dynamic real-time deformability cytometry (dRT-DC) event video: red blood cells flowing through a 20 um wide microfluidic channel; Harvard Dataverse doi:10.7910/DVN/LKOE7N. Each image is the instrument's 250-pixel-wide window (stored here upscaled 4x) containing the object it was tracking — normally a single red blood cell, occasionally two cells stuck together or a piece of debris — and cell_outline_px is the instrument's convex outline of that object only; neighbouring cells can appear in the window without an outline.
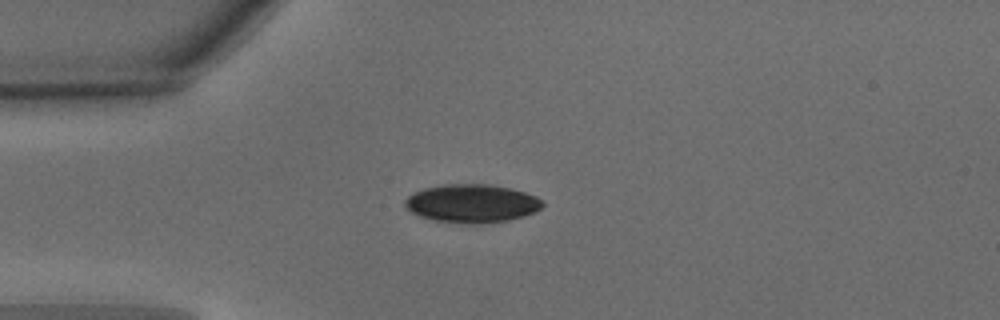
{"species": "common noctule bat (a hibernating species)", "species_latin": "Nyctalus noctula", "temperature_condition": "warm", "stored_images_in_passage": 39, "camera_frame_rate_fps": 3000, "um_per_image_px": 0.085, "animal": {"sex": "male", "body_mass_g": 15.6}, "frame": {"image": 1, "passage_image": 1, "time_ms": 0.0, "image_size_px": [1000, 320], "cell_outline_px": [[544, 204], [536, 212], [524, 216], [508, 220], [480, 224], [468, 224], [436, 220], [420, 216], [412, 212], [404, 204], [404, 200], [412, 192], [424, 188], [444, 184], [488, 184], [508, 188], [524, 192], [536, 196], [544, 200]], "centroid_in_image_um": [40.12, 17.29], "position_along_channel_um": 44.9, "area_um2": 30.75}}
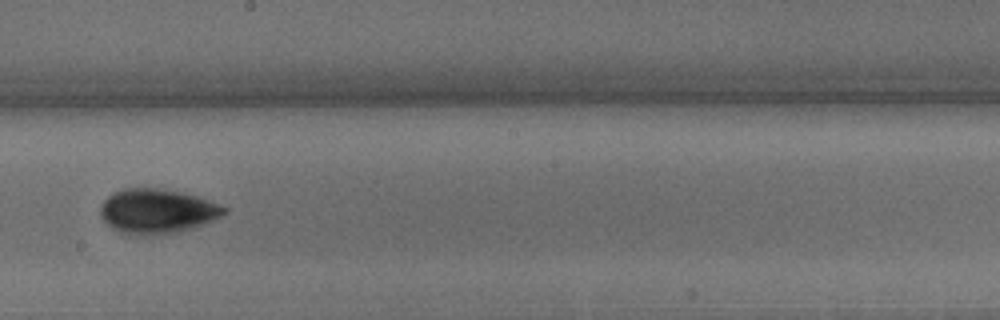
{"frame": {"image": 2, "passage_image": 17, "time_ms": 5.333, "image_size_px": [1000, 320], "cell_outline_px": [[228, 212], [196, 228], [160, 236], [144, 236], [120, 232], [112, 228], [100, 216], [100, 208], [104, 200], [108, 196], [124, 188], [156, 188], [180, 192], [196, 196], [208, 200], [228, 208]], "centroid_in_image_um": [13.36, 17.98], "position_along_channel_um": 234.8, "area_um2": 32.31}}
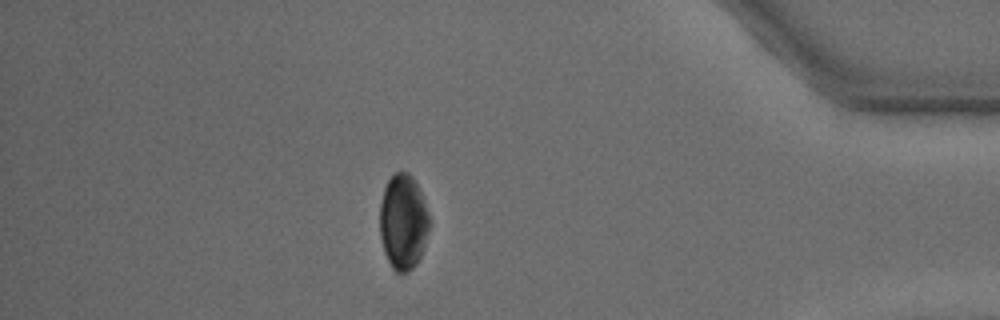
{"frame": {"image": 3, "passage_image": 33, "time_ms": 10.667, "image_size_px": [1000, 320], "cell_outline_px": [[432, 220], [424, 248], [416, 264], [408, 272], [400, 276], [392, 268], [384, 252], [380, 236], [380, 204], [384, 188], [388, 180], [396, 172], [408, 172], [412, 176], [420, 192]], "centroid_in_image_um": [34.28, 18.9], "position_along_channel_um": 400.9, "area_um2": 27.86}}